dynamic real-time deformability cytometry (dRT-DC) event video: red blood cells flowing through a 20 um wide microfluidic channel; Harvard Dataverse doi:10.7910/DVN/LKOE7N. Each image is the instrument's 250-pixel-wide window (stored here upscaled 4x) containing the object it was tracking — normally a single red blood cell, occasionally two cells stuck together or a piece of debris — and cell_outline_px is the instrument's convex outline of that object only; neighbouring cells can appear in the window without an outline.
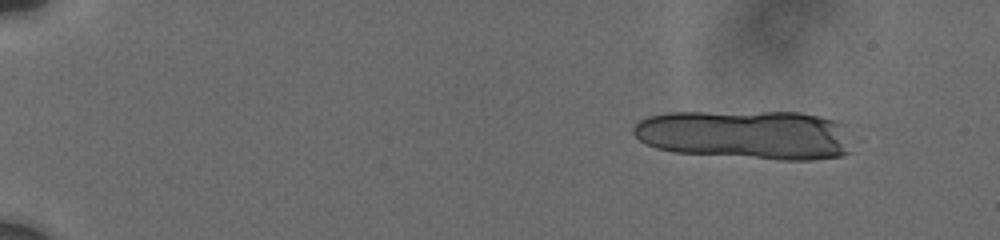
{"species": "human", "species_latin": "Homo sapiens", "temperature_condition": "cold", "stored_images_in_passage": 19, "camera_frame_rate_fps": 3000, "um_per_image_px": 0.085, "donor": {"sex": "male"}, "frame": {"image": 1, "passage_image": 6, "time_ms": 1.667, "image_size_px": [1000, 240], "cell_outline_px": [[852, 152], [840, 156], [812, 160], [780, 160], [676, 152], [656, 148], [640, 140], [632, 132], [632, 128], [640, 120], [648, 116], [672, 112], [800, 112], [840, 120], [844, 124]], "centroid_in_image_um": [63.46, 11.45], "position_along_channel_um": 21.5, "area_um2": 63.35}}